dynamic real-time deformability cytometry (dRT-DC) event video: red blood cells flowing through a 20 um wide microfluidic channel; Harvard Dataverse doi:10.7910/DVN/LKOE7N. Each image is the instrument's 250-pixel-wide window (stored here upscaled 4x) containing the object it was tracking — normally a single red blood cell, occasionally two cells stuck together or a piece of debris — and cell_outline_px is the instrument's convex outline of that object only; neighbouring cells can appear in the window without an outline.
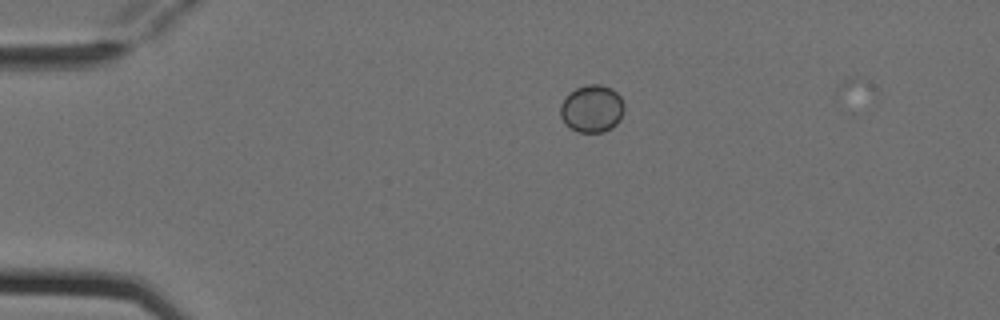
{"species": "Egyptian fruit bat (a non-hibernating species)", "species_latin": "Rousettus aegyptiacus", "temperature_condition": "cold", "stored_images_in_passage": 2, "camera_frame_rate_fps": 3000, "um_per_image_px": 0.085, "animal": {"sex": "female"}, "frame": {"image": 1, "passage_image": 1, "time_ms": 0.0, "image_size_px": [1000, 320], "cell_outline_px": [[624, 112], [620, 120], [612, 128], [604, 132], [576, 132], [564, 124], [560, 116], [560, 104], [568, 92], [576, 88], [588, 84], [600, 84], [612, 88], [620, 96], [624, 104]], "centroid_in_image_um": [50.3, 9.24], "position_along_channel_um": 34.7, "area_um2": 18.03}}